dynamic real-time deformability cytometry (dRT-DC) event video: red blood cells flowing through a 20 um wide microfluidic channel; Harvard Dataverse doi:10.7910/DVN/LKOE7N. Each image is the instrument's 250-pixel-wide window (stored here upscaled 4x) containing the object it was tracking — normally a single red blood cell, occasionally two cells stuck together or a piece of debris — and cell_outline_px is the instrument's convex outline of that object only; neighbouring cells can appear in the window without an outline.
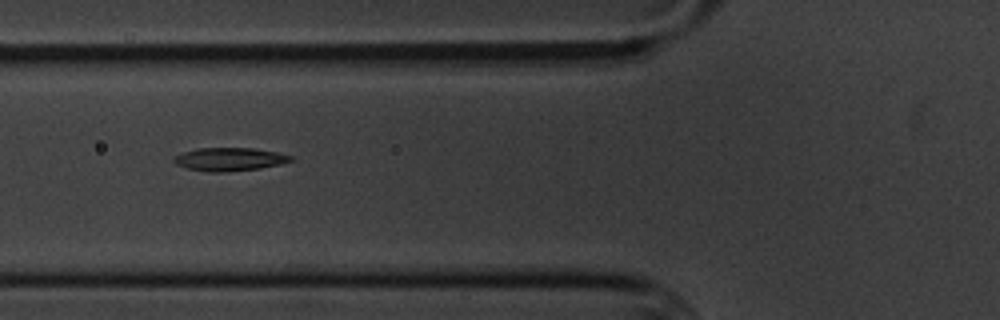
{"species": "common noctule bat (a hibernating species)", "species_latin": "Nyctalus noctula", "temperature_condition": "cold", "stored_images_in_passage": 8, "camera_frame_rate_fps": 3000, "um_per_image_px": 0.085, "animal": {"sex": "male", "body_mass_g": 20.1, "forearm_length_mm": 53.5}, "frame": {"image": 1, "passage_image": 6, "time_ms": 6.0, "image_size_px": [1000, 320], "cell_outline_px": [[292, 160], [280, 164], [260, 168], [224, 172], [208, 172], [188, 168], [176, 164], [172, 160], [172, 156], [196, 148], [252, 148], [276, 152], [292, 156]], "centroid_in_image_um": [19.46, 13.53], "position_along_channel_um": 106.3, "area_um2": 15.72}}
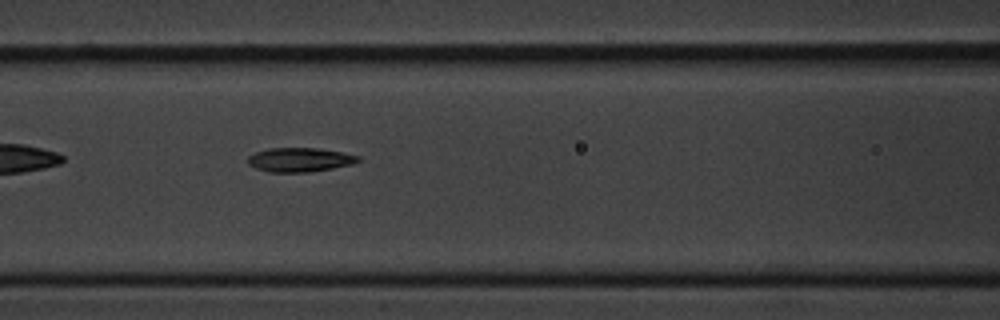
{"frame": {"image": 2, "passage_image": 7, "time_ms": 7.0, "image_size_px": [1000, 320], "cell_outline_px": [[360, 160], [352, 164], [332, 168], [308, 172], [268, 172], [256, 168], [248, 164], [248, 156], [256, 152], [268, 148], [320, 148], [360, 156]], "centroid_in_image_um": [25.46, 13.57], "position_along_channel_um": 141.1, "area_um2": 15.43}}